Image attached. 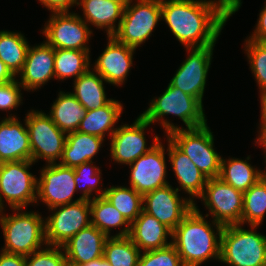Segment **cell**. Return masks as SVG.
Listing matches in <instances>:
<instances>
[{
    "label": "cell",
    "instance_id": "6da1fadb",
    "mask_svg": "<svg viewBox=\"0 0 266 266\" xmlns=\"http://www.w3.org/2000/svg\"><path fill=\"white\" fill-rule=\"evenodd\" d=\"M241 0H161V16L186 48L215 46Z\"/></svg>",
    "mask_w": 266,
    "mask_h": 266
},
{
    "label": "cell",
    "instance_id": "7a4b0ae2",
    "mask_svg": "<svg viewBox=\"0 0 266 266\" xmlns=\"http://www.w3.org/2000/svg\"><path fill=\"white\" fill-rule=\"evenodd\" d=\"M196 204L172 231V244L175 246L184 266H199L206 260L220 259V240L223 225L211 223L201 214Z\"/></svg>",
    "mask_w": 266,
    "mask_h": 266
},
{
    "label": "cell",
    "instance_id": "3957f363",
    "mask_svg": "<svg viewBox=\"0 0 266 266\" xmlns=\"http://www.w3.org/2000/svg\"><path fill=\"white\" fill-rule=\"evenodd\" d=\"M170 114L179 117L186 128H196L207 123L203 105L195 97L184 93L169 83L165 92L158 98L152 99L147 110L141 115L151 124L161 121L160 124L168 135L170 132L181 128L168 120H164L163 117Z\"/></svg>",
    "mask_w": 266,
    "mask_h": 266
},
{
    "label": "cell",
    "instance_id": "277c9868",
    "mask_svg": "<svg viewBox=\"0 0 266 266\" xmlns=\"http://www.w3.org/2000/svg\"><path fill=\"white\" fill-rule=\"evenodd\" d=\"M12 210L18 213L3 215L4 210H0V224L5 240L1 250L27 256L41 249L44 244L46 247L45 220L42 216L38 212H22V208Z\"/></svg>",
    "mask_w": 266,
    "mask_h": 266
},
{
    "label": "cell",
    "instance_id": "5b68a950",
    "mask_svg": "<svg viewBox=\"0 0 266 266\" xmlns=\"http://www.w3.org/2000/svg\"><path fill=\"white\" fill-rule=\"evenodd\" d=\"M241 226L223 227L219 261L229 266H266V236L256 232L259 226H250L252 230Z\"/></svg>",
    "mask_w": 266,
    "mask_h": 266
},
{
    "label": "cell",
    "instance_id": "8992f818",
    "mask_svg": "<svg viewBox=\"0 0 266 266\" xmlns=\"http://www.w3.org/2000/svg\"><path fill=\"white\" fill-rule=\"evenodd\" d=\"M208 179L219 177L222 157L214 147L207 123L196 128H180L166 135Z\"/></svg>",
    "mask_w": 266,
    "mask_h": 266
},
{
    "label": "cell",
    "instance_id": "52a82bcc",
    "mask_svg": "<svg viewBox=\"0 0 266 266\" xmlns=\"http://www.w3.org/2000/svg\"><path fill=\"white\" fill-rule=\"evenodd\" d=\"M32 160L0 163V210L5 201L12 209L37 203V178L29 172Z\"/></svg>",
    "mask_w": 266,
    "mask_h": 266
},
{
    "label": "cell",
    "instance_id": "ba28073f",
    "mask_svg": "<svg viewBox=\"0 0 266 266\" xmlns=\"http://www.w3.org/2000/svg\"><path fill=\"white\" fill-rule=\"evenodd\" d=\"M137 2L124 8L120 25L112 35L118 42L134 49L149 39L157 23L162 20L161 0Z\"/></svg>",
    "mask_w": 266,
    "mask_h": 266
},
{
    "label": "cell",
    "instance_id": "9c48e42d",
    "mask_svg": "<svg viewBox=\"0 0 266 266\" xmlns=\"http://www.w3.org/2000/svg\"><path fill=\"white\" fill-rule=\"evenodd\" d=\"M24 121L29 133L31 160L35 163L41 158L47 164L57 163L62 157L67 134L42 110H31Z\"/></svg>",
    "mask_w": 266,
    "mask_h": 266
},
{
    "label": "cell",
    "instance_id": "30bf717a",
    "mask_svg": "<svg viewBox=\"0 0 266 266\" xmlns=\"http://www.w3.org/2000/svg\"><path fill=\"white\" fill-rule=\"evenodd\" d=\"M45 219V239L47 245L63 246L71 237L91 224L90 200L57 206Z\"/></svg>",
    "mask_w": 266,
    "mask_h": 266
},
{
    "label": "cell",
    "instance_id": "8fae6325",
    "mask_svg": "<svg viewBox=\"0 0 266 266\" xmlns=\"http://www.w3.org/2000/svg\"><path fill=\"white\" fill-rule=\"evenodd\" d=\"M42 31L45 42L54 49L90 50L87 43L92 30L75 12H52Z\"/></svg>",
    "mask_w": 266,
    "mask_h": 266
},
{
    "label": "cell",
    "instance_id": "7c38bea8",
    "mask_svg": "<svg viewBox=\"0 0 266 266\" xmlns=\"http://www.w3.org/2000/svg\"><path fill=\"white\" fill-rule=\"evenodd\" d=\"M243 196V192L216 177L207 180L199 199L204 201L209 214L213 216V221L223 226L242 225Z\"/></svg>",
    "mask_w": 266,
    "mask_h": 266
},
{
    "label": "cell",
    "instance_id": "4fadbf2b",
    "mask_svg": "<svg viewBox=\"0 0 266 266\" xmlns=\"http://www.w3.org/2000/svg\"><path fill=\"white\" fill-rule=\"evenodd\" d=\"M76 190L75 170L59 163L46 164L37 179V199L49 209L82 200L72 201Z\"/></svg>",
    "mask_w": 266,
    "mask_h": 266
},
{
    "label": "cell",
    "instance_id": "5bb4252c",
    "mask_svg": "<svg viewBox=\"0 0 266 266\" xmlns=\"http://www.w3.org/2000/svg\"><path fill=\"white\" fill-rule=\"evenodd\" d=\"M213 49L214 46L186 48L190 54L170 80L173 87L195 97L202 105Z\"/></svg>",
    "mask_w": 266,
    "mask_h": 266
},
{
    "label": "cell",
    "instance_id": "9a60e30c",
    "mask_svg": "<svg viewBox=\"0 0 266 266\" xmlns=\"http://www.w3.org/2000/svg\"><path fill=\"white\" fill-rule=\"evenodd\" d=\"M179 188L170 184L143 195V211L173 231L194 208L188 198H180Z\"/></svg>",
    "mask_w": 266,
    "mask_h": 266
},
{
    "label": "cell",
    "instance_id": "2e32d148",
    "mask_svg": "<svg viewBox=\"0 0 266 266\" xmlns=\"http://www.w3.org/2000/svg\"><path fill=\"white\" fill-rule=\"evenodd\" d=\"M151 125L141 114L133 124L117 127L111 138V158L121 164H132L137 158L149 152L159 141L155 135L153 144L147 148L144 130Z\"/></svg>",
    "mask_w": 266,
    "mask_h": 266
},
{
    "label": "cell",
    "instance_id": "e0dca14e",
    "mask_svg": "<svg viewBox=\"0 0 266 266\" xmlns=\"http://www.w3.org/2000/svg\"><path fill=\"white\" fill-rule=\"evenodd\" d=\"M129 166L130 186L142 195L169 184L165 179L167 167L165 148L161 141Z\"/></svg>",
    "mask_w": 266,
    "mask_h": 266
},
{
    "label": "cell",
    "instance_id": "ac0fdd59",
    "mask_svg": "<svg viewBox=\"0 0 266 266\" xmlns=\"http://www.w3.org/2000/svg\"><path fill=\"white\" fill-rule=\"evenodd\" d=\"M55 49L45 41L40 45L29 46L19 84L26 91L36 90L55 78Z\"/></svg>",
    "mask_w": 266,
    "mask_h": 266
},
{
    "label": "cell",
    "instance_id": "d6986e66",
    "mask_svg": "<svg viewBox=\"0 0 266 266\" xmlns=\"http://www.w3.org/2000/svg\"><path fill=\"white\" fill-rule=\"evenodd\" d=\"M107 46L94 65L105 82L121 86L126 80L133 65V54L136 49L118 42L113 36H107Z\"/></svg>",
    "mask_w": 266,
    "mask_h": 266
},
{
    "label": "cell",
    "instance_id": "ffe728a7",
    "mask_svg": "<svg viewBox=\"0 0 266 266\" xmlns=\"http://www.w3.org/2000/svg\"><path fill=\"white\" fill-rule=\"evenodd\" d=\"M107 239L92 224L83 228L62 246L68 265H81L102 257Z\"/></svg>",
    "mask_w": 266,
    "mask_h": 266
},
{
    "label": "cell",
    "instance_id": "44dd1931",
    "mask_svg": "<svg viewBox=\"0 0 266 266\" xmlns=\"http://www.w3.org/2000/svg\"><path fill=\"white\" fill-rule=\"evenodd\" d=\"M24 126L14 115L0 122V163L31 160L26 121Z\"/></svg>",
    "mask_w": 266,
    "mask_h": 266
},
{
    "label": "cell",
    "instance_id": "7402d4cb",
    "mask_svg": "<svg viewBox=\"0 0 266 266\" xmlns=\"http://www.w3.org/2000/svg\"><path fill=\"white\" fill-rule=\"evenodd\" d=\"M167 140L169 160L181 186L180 189L188 193L191 196L189 199L195 204L194 198L202 195L208 178L168 137Z\"/></svg>",
    "mask_w": 266,
    "mask_h": 266
},
{
    "label": "cell",
    "instance_id": "603a6c76",
    "mask_svg": "<svg viewBox=\"0 0 266 266\" xmlns=\"http://www.w3.org/2000/svg\"><path fill=\"white\" fill-rule=\"evenodd\" d=\"M168 236L172 237V231L144 211L130 224L129 237L141 252L170 245Z\"/></svg>",
    "mask_w": 266,
    "mask_h": 266
},
{
    "label": "cell",
    "instance_id": "cb8c5ba5",
    "mask_svg": "<svg viewBox=\"0 0 266 266\" xmlns=\"http://www.w3.org/2000/svg\"><path fill=\"white\" fill-rule=\"evenodd\" d=\"M78 5L83 9L84 17L81 18L98 29L104 28L107 36H112L117 31L125 8L112 0H77ZM117 20L118 24L115 26Z\"/></svg>",
    "mask_w": 266,
    "mask_h": 266
},
{
    "label": "cell",
    "instance_id": "d4e9b609",
    "mask_svg": "<svg viewBox=\"0 0 266 266\" xmlns=\"http://www.w3.org/2000/svg\"><path fill=\"white\" fill-rule=\"evenodd\" d=\"M104 139L81 133L79 131L68 133L59 164L66 167H76L86 162L92 161V158L98 153Z\"/></svg>",
    "mask_w": 266,
    "mask_h": 266
},
{
    "label": "cell",
    "instance_id": "484cf974",
    "mask_svg": "<svg viewBox=\"0 0 266 266\" xmlns=\"http://www.w3.org/2000/svg\"><path fill=\"white\" fill-rule=\"evenodd\" d=\"M122 106L118 100L111 99L105 106L99 109L86 111L77 131L99 136L103 139L106 132H108V136L111 137L117 130L114 125L122 114Z\"/></svg>",
    "mask_w": 266,
    "mask_h": 266
},
{
    "label": "cell",
    "instance_id": "4316f807",
    "mask_svg": "<svg viewBox=\"0 0 266 266\" xmlns=\"http://www.w3.org/2000/svg\"><path fill=\"white\" fill-rule=\"evenodd\" d=\"M85 113L86 109L71 92L60 91L49 116L60 130L68 134L78 130Z\"/></svg>",
    "mask_w": 266,
    "mask_h": 266
},
{
    "label": "cell",
    "instance_id": "83f0119b",
    "mask_svg": "<svg viewBox=\"0 0 266 266\" xmlns=\"http://www.w3.org/2000/svg\"><path fill=\"white\" fill-rule=\"evenodd\" d=\"M105 80L90 68L74 80V92L72 94L80 104L88 110L99 109L105 106L110 100L105 94Z\"/></svg>",
    "mask_w": 266,
    "mask_h": 266
},
{
    "label": "cell",
    "instance_id": "f1b7e54d",
    "mask_svg": "<svg viewBox=\"0 0 266 266\" xmlns=\"http://www.w3.org/2000/svg\"><path fill=\"white\" fill-rule=\"evenodd\" d=\"M247 160H250V156L245 160L239 158L227 160L222 158L219 178L236 190L243 193L246 192L262 178V170H256Z\"/></svg>",
    "mask_w": 266,
    "mask_h": 266
},
{
    "label": "cell",
    "instance_id": "f546056e",
    "mask_svg": "<svg viewBox=\"0 0 266 266\" xmlns=\"http://www.w3.org/2000/svg\"><path fill=\"white\" fill-rule=\"evenodd\" d=\"M91 224L110 237L111 228L126 225L113 236H129L130 223L104 196H96L90 200Z\"/></svg>",
    "mask_w": 266,
    "mask_h": 266
},
{
    "label": "cell",
    "instance_id": "4dcf8cb0",
    "mask_svg": "<svg viewBox=\"0 0 266 266\" xmlns=\"http://www.w3.org/2000/svg\"><path fill=\"white\" fill-rule=\"evenodd\" d=\"M29 46L21 32L0 31V60L15 76L22 70Z\"/></svg>",
    "mask_w": 266,
    "mask_h": 266
},
{
    "label": "cell",
    "instance_id": "1f68e13d",
    "mask_svg": "<svg viewBox=\"0 0 266 266\" xmlns=\"http://www.w3.org/2000/svg\"><path fill=\"white\" fill-rule=\"evenodd\" d=\"M89 54L90 51L55 49V78L76 80L91 67Z\"/></svg>",
    "mask_w": 266,
    "mask_h": 266
},
{
    "label": "cell",
    "instance_id": "d6a6232c",
    "mask_svg": "<svg viewBox=\"0 0 266 266\" xmlns=\"http://www.w3.org/2000/svg\"><path fill=\"white\" fill-rule=\"evenodd\" d=\"M104 197L131 224L143 211V195L131 186H112L106 188Z\"/></svg>",
    "mask_w": 266,
    "mask_h": 266
},
{
    "label": "cell",
    "instance_id": "836d02e7",
    "mask_svg": "<svg viewBox=\"0 0 266 266\" xmlns=\"http://www.w3.org/2000/svg\"><path fill=\"white\" fill-rule=\"evenodd\" d=\"M140 254L129 236H110L105 242L103 257L111 266H137Z\"/></svg>",
    "mask_w": 266,
    "mask_h": 266
},
{
    "label": "cell",
    "instance_id": "e575fe53",
    "mask_svg": "<svg viewBox=\"0 0 266 266\" xmlns=\"http://www.w3.org/2000/svg\"><path fill=\"white\" fill-rule=\"evenodd\" d=\"M266 214V182L263 178L253 184L243 196L242 225L262 224Z\"/></svg>",
    "mask_w": 266,
    "mask_h": 266
},
{
    "label": "cell",
    "instance_id": "d590c367",
    "mask_svg": "<svg viewBox=\"0 0 266 266\" xmlns=\"http://www.w3.org/2000/svg\"><path fill=\"white\" fill-rule=\"evenodd\" d=\"M74 170H75L76 190L82 187L81 184L84 185V187L82 188L83 189L82 195L80 196L82 199L86 200H91V198L94 199L96 195L91 197L93 191H95L96 193L97 191H99L97 193L98 194L97 196L99 197L104 196L106 189H102L99 186L101 184L100 178L102 173L100 172L101 170L99 167L93 165V161L78 165L74 167Z\"/></svg>",
    "mask_w": 266,
    "mask_h": 266
},
{
    "label": "cell",
    "instance_id": "8d00e7d4",
    "mask_svg": "<svg viewBox=\"0 0 266 266\" xmlns=\"http://www.w3.org/2000/svg\"><path fill=\"white\" fill-rule=\"evenodd\" d=\"M244 45L251 71L263 93L266 91V42L247 39Z\"/></svg>",
    "mask_w": 266,
    "mask_h": 266
},
{
    "label": "cell",
    "instance_id": "74e56055",
    "mask_svg": "<svg viewBox=\"0 0 266 266\" xmlns=\"http://www.w3.org/2000/svg\"><path fill=\"white\" fill-rule=\"evenodd\" d=\"M137 266H184L175 246L141 252Z\"/></svg>",
    "mask_w": 266,
    "mask_h": 266
},
{
    "label": "cell",
    "instance_id": "f35d334b",
    "mask_svg": "<svg viewBox=\"0 0 266 266\" xmlns=\"http://www.w3.org/2000/svg\"><path fill=\"white\" fill-rule=\"evenodd\" d=\"M62 246L47 245L26 256V266H67L68 262Z\"/></svg>",
    "mask_w": 266,
    "mask_h": 266
},
{
    "label": "cell",
    "instance_id": "ab89813d",
    "mask_svg": "<svg viewBox=\"0 0 266 266\" xmlns=\"http://www.w3.org/2000/svg\"><path fill=\"white\" fill-rule=\"evenodd\" d=\"M18 79L0 84V110L8 111L18 108L22 103V93Z\"/></svg>",
    "mask_w": 266,
    "mask_h": 266
},
{
    "label": "cell",
    "instance_id": "60d3db41",
    "mask_svg": "<svg viewBox=\"0 0 266 266\" xmlns=\"http://www.w3.org/2000/svg\"><path fill=\"white\" fill-rule=\"evenodd\" d=\"M250 40L266 42V4L261 10L254 32L249 36Z\"/></svg>",
    "mask_w": 266,
    "mask_h": 266
},
{
    "label": "cell",
    "instance_id": "b9f144b4",
    "mask_svg": "<svg viewBox=\"0 0 266 266\" xmlns=\"http://www.w3.org/2000/svg\"><path fill=\"white\" fill-rule=\"evenodd\" d=\"M51 12H69V9L77 5V0H39Z\"/></svg>",
    "mask_w": 266,
    "mask_h": 266
},
{
    "label": "cell",
    "instance_id": "7bdbcfd3",
    "mask_svg": "<svg viewBox=\"0 0 266 266\" xmlns=\"http://www.w3.org/2000/svg\"><path fill=\"white\" fill-rule=\"evenodd\" d=\"M0 266H26V256L1 251Z\"/></svg>",
    "mask_w": 266,
    "mask_h": 266
},
{
    "label": "cell",
    "instance_id": "ee69618b",
    "mask_svg": "<svg viewBox=\"0 0 266 266\" xmlns=\"http://www.w3.org/2000/svg\"><path fill=\"white\" fill-rule=\"evenodd\" d=\"M16 79V76L10 69L0 60V84H4Z\"/></svg>",
    "mask_w": 266,
    "mask_h": 266
},
{
    "label": "cell",
    "instance_id": "f6af8a7d",
    "mask_svg": "<svg viewBox=\"0 0 266 266\" xmlns=\"http://www.w3.org/2000/svg\"><path fill=\"white\" fill-rule=\"evenodd\" d=\"M260 102H261V122H260V133L259 135L266 129V91L260 94Z\"/></svg>",
    "mask_w": 266,
    "mask_h": 266
},
{
    "label": "cell",
    "instance_id": "bcb514c9",
    "mask_svg": "<svg viewBox=\"0 0 266 266\" xmlns=\"http://www.w3.org/2000/svg\"><path fill=\"white\" fill-rule=\"evenodd\" d=\"M69 266H111L104 257H100L96 260L90 261L88 263H84L81 265H69Z\"/></svg>",
    "mask_w": 266,
    "mask_h": 266
},
{
    "label": "cell",
    "instance_id": "7dc6e473",
    "mask_svg": "<svg viewBox=\"0 0 266 266\" xmlns=\"http://www.w3.org/2000/svg\"><path fill=\"white\" fill-rule=\"evenodd\" d=\"M256 144L266 145V129L256 139Z\"/></svg>",
    "mask_w": 266,
    "mask_h": 266
},
{
    "label": "cell",
    "instance_id": "c3c4849f",
    "mask_svg": "<svg viewBox=\"0 0 266 266\" xmlns=\"http://www.w3.org/2000/svg\"><path fill=\"white\" fill-rule=\"evenodd\" d=\"M112 1H116L119 4H122L124 7L128 6L130 3H132V0H112Z\"/></svg>",
    "mask_w": 266,
    "mask_h": 266
},
{
    "label": "cell",
    "instance_id": "681fc988",
    "mask_svg": "<svg viewBox=\"0 0 266 266\" xmlns=\"http://www.w3.org/2000/svg\"><path fill=\"white\" fill-rule=\"evenodd\" d=\"M265 163H266V157H265ZM262 178L266 182V169L262 172Z\"/></svg>",
    "mask_w": 266,
    "mask_h": 266
},
{
    "label": "cell",
    "instance_id": "f907efd6",
    "mask_svg": "<svg viewBox=\"0 0 266 266\" xmlns=\"http://www.w3.org/2000/svg\"><path fill=\"white\" fill-rule=\"evenodd\" d=\"M259 146H262L263 147L264 152H265V157H266V145H259Z\"/></svg>",
    "mask_w": 266,
    "mask_h": 266
}]
</instances>
